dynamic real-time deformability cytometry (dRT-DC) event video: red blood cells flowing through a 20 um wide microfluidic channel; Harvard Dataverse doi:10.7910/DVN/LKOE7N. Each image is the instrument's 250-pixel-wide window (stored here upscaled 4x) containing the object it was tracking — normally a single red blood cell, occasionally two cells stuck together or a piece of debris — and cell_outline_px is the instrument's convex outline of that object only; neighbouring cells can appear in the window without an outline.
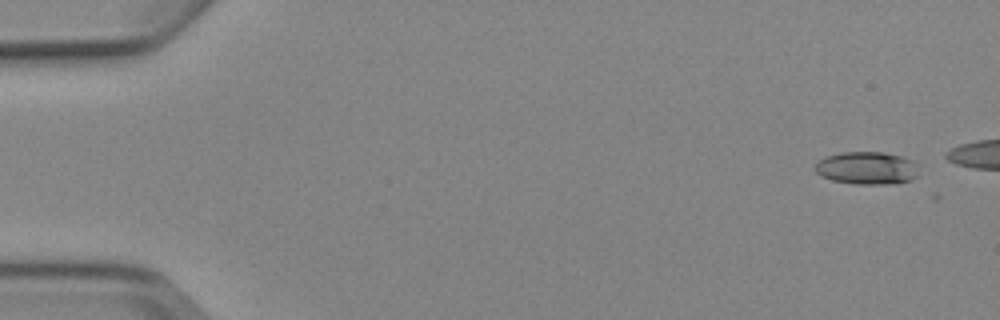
{"species": "Egyptian fruit bat (a non-hibernating species)", "species_latin": "Rousettus aegyptiacus", "temperature_condition": "cold", "stored_images_in_passage": 7, "segment_of_instrument_passage": [1, 2], "camera_frame_rate_fps": 3000, "um_per_image_px": 0.085, "animal": {"sex": "female"}, "frame": {"image": 1, "passage_image": 1, "time_ms": 0.0, "image_size_px": [1000, 320], "cell_outline_px": [[920, 176], [912, 180], [896, 184], [856, 184], [832, 180], [820, 176], [812, 168], [820, 160], [828, 156], [844, 152], [884, 152], [900, 156], [912, 160], [920, 164]], "centroid_in_image_um": [73.77, 14.3], "position_along_channel_um": 11.2, "area_um2": 20.23}}
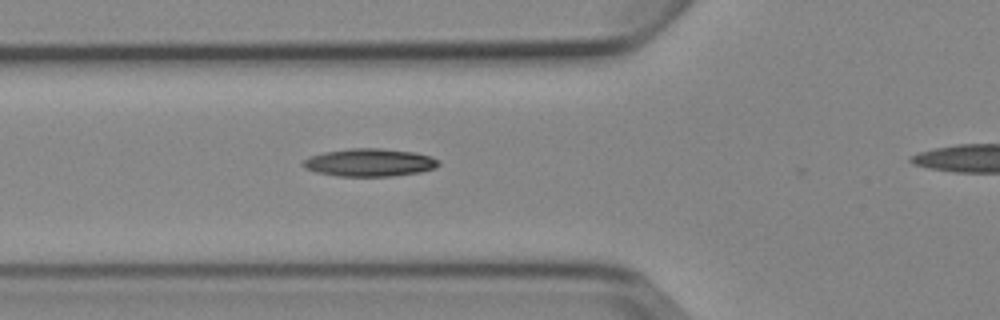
{"frame": {"image": 2, "passage_image": 6, "time_ms": 5.667, "image_size_px": [1000, 320], "cell_outline_px": [[440, 164], [436, 168], [420, 172], [392, 176], [340, 176], [316, 172], [304, 168], [304, 160], [312, 156], [324, 152], [352, 148], [380, 148], [416, 152], [432, 156], [440, 160]], "centroid_in_image_um": [31.49, 13.81], "position_along_channel_um": 94.3, "area_um2": 21.96}}